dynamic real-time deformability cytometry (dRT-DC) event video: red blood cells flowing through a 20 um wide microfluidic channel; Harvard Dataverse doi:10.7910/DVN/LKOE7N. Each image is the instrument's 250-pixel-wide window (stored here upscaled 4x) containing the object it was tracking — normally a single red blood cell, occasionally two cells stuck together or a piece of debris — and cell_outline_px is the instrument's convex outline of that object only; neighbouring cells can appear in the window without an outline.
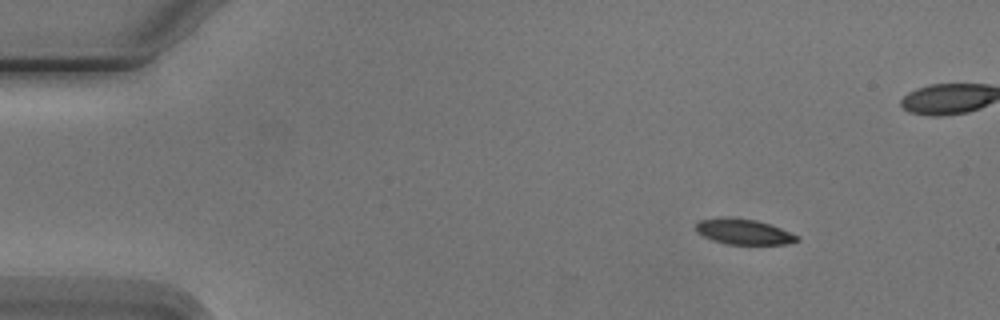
{"species": "Egyptian fruit bat (a non-hibernating species)", "species_latin": "Rousettus aegyptiacus", "temperature_condition": "cold", "stored_images_in_passage": 5, "camera_frame_rate_fps": 3000, "um_per_image_px": 0.085, "animal": {"sex": "male"}, "frame": {"image": 1, "passage_image": 1, "time_ms": 0.0, "image_size_px": [1000, 320], "cell_outline_px": [[800, 240], [788, 244], [728, 244], [712, 240], [696, 232], [696, 224], [700, 220], [728, 216], [756, 220], [780, 228], [800, 236]], "centroid_in_image_um": [63.22, 19.69], "position_along_channel_um": 21.8, "area_um2": 15.03}}